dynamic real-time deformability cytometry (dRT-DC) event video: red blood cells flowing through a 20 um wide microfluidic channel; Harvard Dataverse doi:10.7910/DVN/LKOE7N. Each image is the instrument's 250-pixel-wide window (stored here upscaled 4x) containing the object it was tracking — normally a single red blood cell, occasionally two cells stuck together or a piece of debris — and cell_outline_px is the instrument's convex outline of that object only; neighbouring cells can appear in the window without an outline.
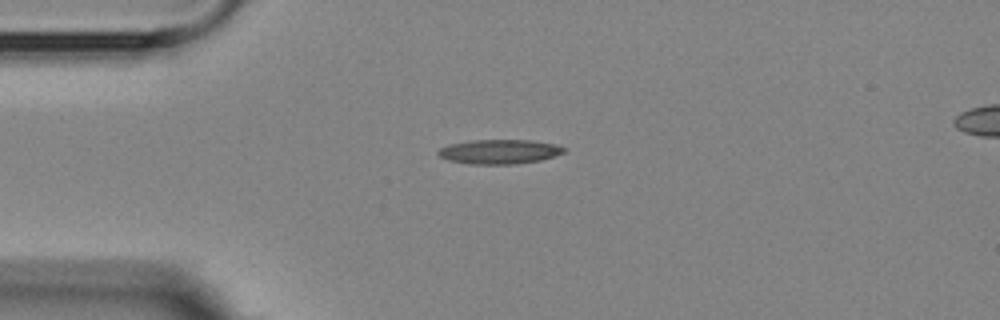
{"species": "Egyptian fruit bat (a non-hibernating species)", "species_latin": "Rousettus aegyptiacus", "temperature_condition": "room temperature", "stored_images_in_passage": 10, "camera_frame_rate_fps": 3000, "um_per_image_px": 0.085, "animal": {"sex": "female"}, "frame": {"image": 1, "passage_image": 1, "time_ms": 0.0, "image_size_px": [1000, 320], "cell_outline_px": [[564, 152], [540, 160], [516, 164], [472, 164], [448, 160], [440, 156], [436, 152], [440, 148], [448, 144], [472, 140], [532, 140], [556, 144], [564, 148]], "centroid_in_image_um": [42.41, 12.88], "position_along_channel_um": 42.6, "area_um2": 17.8}}
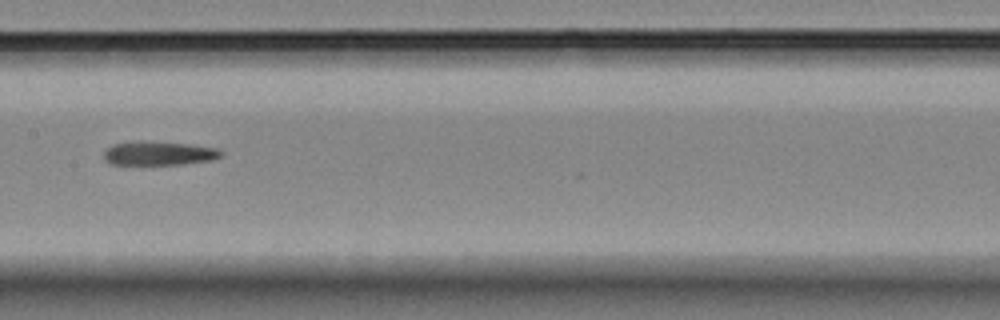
{"frame": {"image": 2, "passage_image": 5, "time_ms": 4.667, "image_size_px": [1000, 320], "cell_outline_px": [[224, 152], [220, 156], [212, 160], [180, 164], [108, 164], [104, 160], [104, 152], [112, 144], [136, 140], [148, 140], [188, 144], [216, 148]], "centroid_in_image_um": [13.45, 13.01], "position_along_channel_um": 193.9, "area_um2": 16.47}}
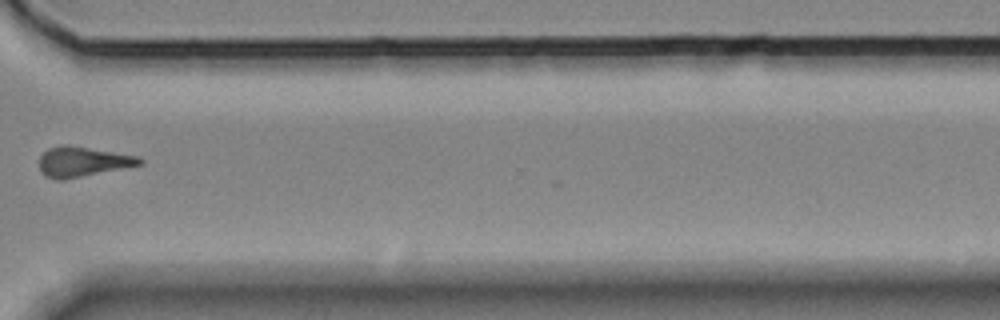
{"frame": {"image": 3, "passage_image": 9, "time_ms": 9.333, "image_size_px": [1000, 320], "cell_outline_px": [[144, 164], [64, 180], [56, 180], [44, 176], [40, 172], [40, 156], [48, 148], [60, 144], [68, 144], [140, 156], [144, 160]], "centroid_in_image_um": [7.03, 13.74], "position_along_channel_um": 363.6, "area_um2": 17.92}, "authors_computed_cell_mechanics": {"area_um2": 17.1666, "velocity_mm_per_s": 3.6337, "shape_relaxation_time_tau1_ms": 9.2772, "shape_relaxation_time_tau2_ms": null, "deformation_change_tau1": 0.2439, "deformation_change_tau2": null}}